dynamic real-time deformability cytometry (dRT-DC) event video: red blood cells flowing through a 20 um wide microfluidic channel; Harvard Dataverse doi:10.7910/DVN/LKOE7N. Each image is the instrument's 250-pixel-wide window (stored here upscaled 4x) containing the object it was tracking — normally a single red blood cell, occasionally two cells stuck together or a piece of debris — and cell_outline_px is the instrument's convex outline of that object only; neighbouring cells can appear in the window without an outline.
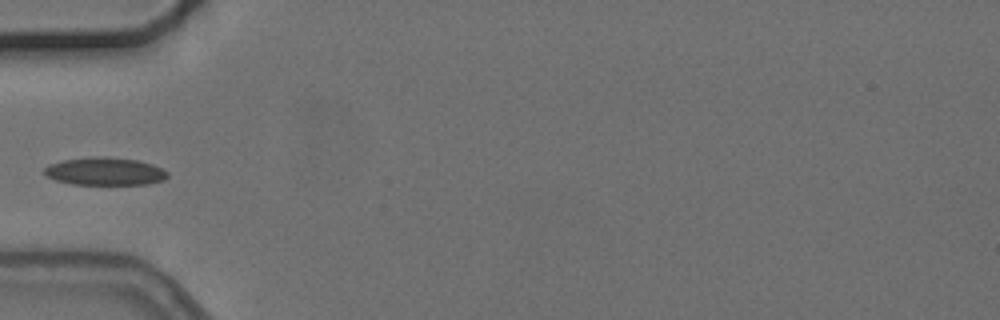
{"species": "common noctule bat (a hibernating species)", "species_latin": "Nyctalus noctula", "temperature_condition": "cold", "stored_images_in_passage": 6, "camera_frame_rate_fps": 3000, "um_per_image_px": 0.085, "animal": {"sex": "female", "body_mass_g": 24.6, "forearm_length_mm": 56.2}, "frame": {"image": 1, "passage_image": 5, "time_ms": 4.667, "image_size_px": [1000, 320], "cell_outline_px": [[168, 176], [164, 180], [148, 184], [72, 184], [56, 180], [44, 176], [44, 168], [48, 164], [64, 160], [96, 156], [104, 156], [136, 160], [152, 164], [168, 172]], "centroid_in_image_um": [8.89, 14.56], "position_along_channel_um": 76.1, "area_um2": 19.94}}
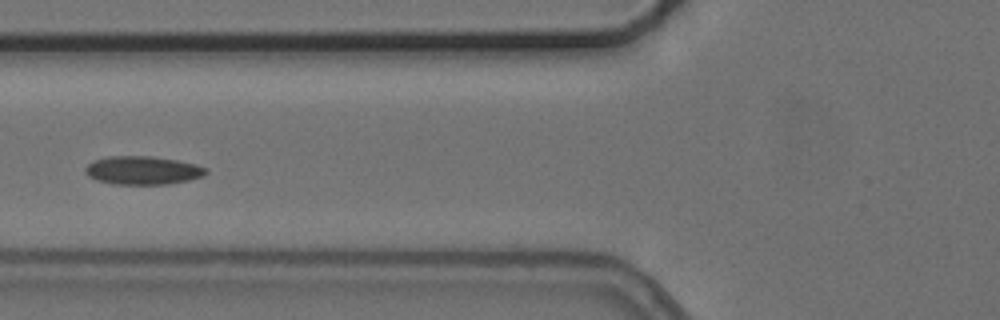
{"frame": {"image": 2, "passage_image": 6, "time_ms": 5.667, "image_size_px": [1000, 320], "cell_outline_px": [[208, 172], [204, 176], [188, 180], [168, 184], [112, 184], [96, 180], [88, 176], [84, 172], [84, 168], [88, 164], [96, 160], [108, 156], [152, 156], [176, 160], [196, 164], [208, 168]], "centroid_in_image_um": [12.14, 14.48], "position_along_channel_um": 113.7, "area_um2": 20.06}}